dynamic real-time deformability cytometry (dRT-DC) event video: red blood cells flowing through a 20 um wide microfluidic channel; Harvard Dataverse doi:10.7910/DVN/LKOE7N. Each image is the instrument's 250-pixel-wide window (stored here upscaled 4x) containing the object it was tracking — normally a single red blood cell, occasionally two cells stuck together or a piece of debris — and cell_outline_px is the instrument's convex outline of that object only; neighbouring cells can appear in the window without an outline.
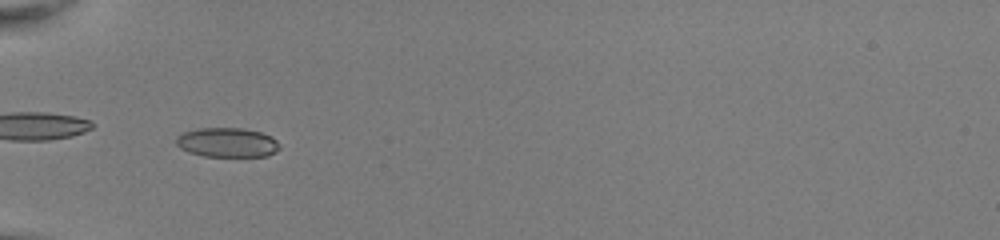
{"species": "common noctule bat (a hibernating species)", "species_latin": "Nyctalus noctula", "temperature_condition": "room temperature", "stored_images_in_passage": 53, "camera_frame_rate_fps": 3000, "um_per_image_px": 0.085, "animal": {"sex": "female", "body_mass_g": 22.0, "forearm_length_mm": 56.7}, "frame": {"image": 1, "passage_image": 20, "time_ms": 6.333, "image_size_px": [1000, 240], "cell_outline_px": [[280, 148], [276, 152], [268, 156], [204, 156], [188, 152], [180, 148], [176, 144], [176, 136], [184, 132], [196, 128], [244, 128], [260, 132], [272, 136], [280, 144]], "centroid_in_image_um": [19.32, 12.1], "position_along_channel_um": 65.7, "area_um2": 17.92}}
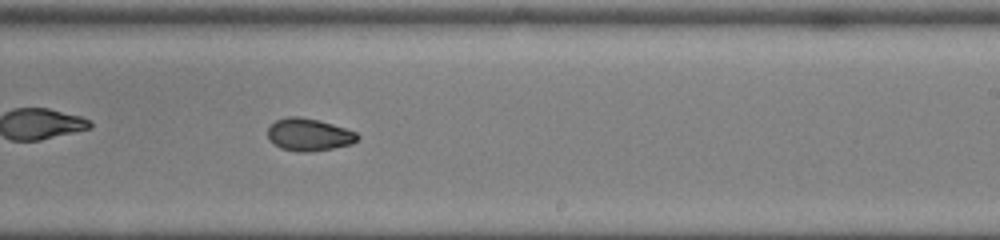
{"frame": {"image": 2, "passage_image": 35, "time_ms": 11.333, "image_size_px": [1000, 240], "cell_outline_px": [[360, 136], [352, 144], [332, 148], [308, 152], [300, 152], [280, 148], [268, 140], [268, 128], [276, 120], [288, 116], [300, 116], [332, 124], [356, 132]], "centroid_in_image_um": [26.23, 11.45], "position_along_channel_um": 262.8, "area_um2": 16.88}}
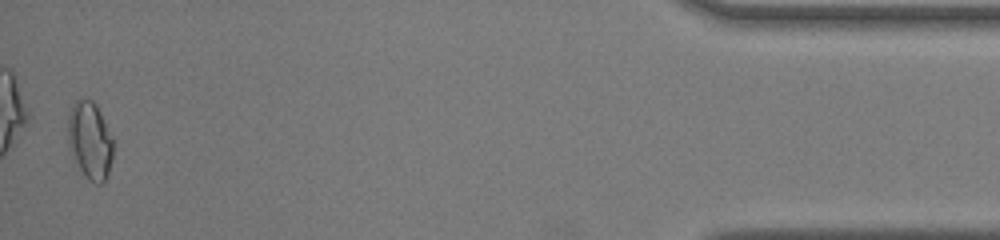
{"frame": {"image": 3, "passage_image": 52, "time_ms": 17.0, "image_size_px": [1000, 240], "cell_outline_px": [[112, 160], [108, 176], [100, 184], [96, 184], [88, 180], [80, 168], [68, 148], [68, 112], [72, 104], [80, 96], [92, 100], [96, 104], [112, 136]], "centroid_in_image_um": [7.63, 11.9], "position_along_channel_um": 427.6, "area_um2": 20.63}, "authors_computed_cell_mechanics": {"area_um2": 17.6868, "velocity_mm_per_s": 4.0781, "shape_relaxation_time_tau1_ms": null, "shape_relaxation_time_tau2_ms": 2.9168, "deformation_change_tau1": null, "deformation_change_tau2": 0.0655}}